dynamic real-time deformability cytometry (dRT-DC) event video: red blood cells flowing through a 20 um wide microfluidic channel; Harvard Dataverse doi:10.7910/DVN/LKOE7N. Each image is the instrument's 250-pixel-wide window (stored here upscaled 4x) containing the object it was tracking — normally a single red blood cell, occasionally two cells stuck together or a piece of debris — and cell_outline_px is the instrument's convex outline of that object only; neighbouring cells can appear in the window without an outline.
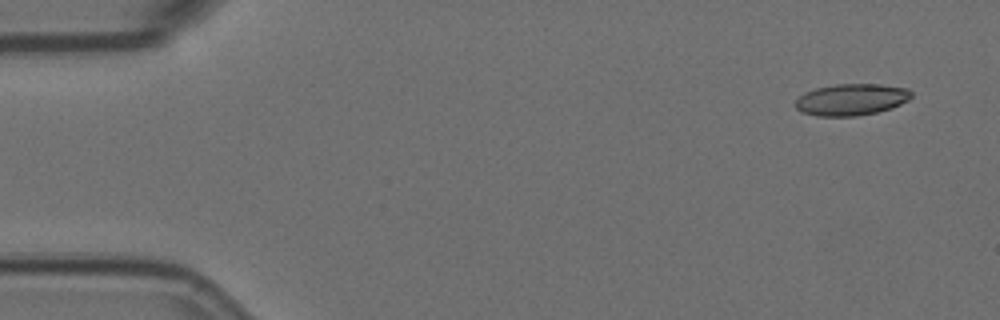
{"species": "Egyptian fruit bat (a non-hibernating species)", "species_latin": "Rousettus aegyptiacus", "temperature_condition": "room temperature", "stored_images_in_passage": 5, "camera_frame_rate_fps": 3000, "um_per_image_px": 0.085, "animal": {"sex": "female"}, "frame": {"image": 1, "passage_image": 1, "time_ms": 0.0, "image_size_px": [1000, 320], "cell_outline_px": [[912, 96], [908, 100], [892, 108], [876, 112], [856, 116], [816, 116], [800, 112], [796, 108], [796, 100], [804, 92], [816, 88], [836, 84], [880, 84], [908, 88], [912, 92]], "centroid_in_image_um": [72.36, 8.46], "position_along_channel_um": 12.6, "area_um2": 21.44}}
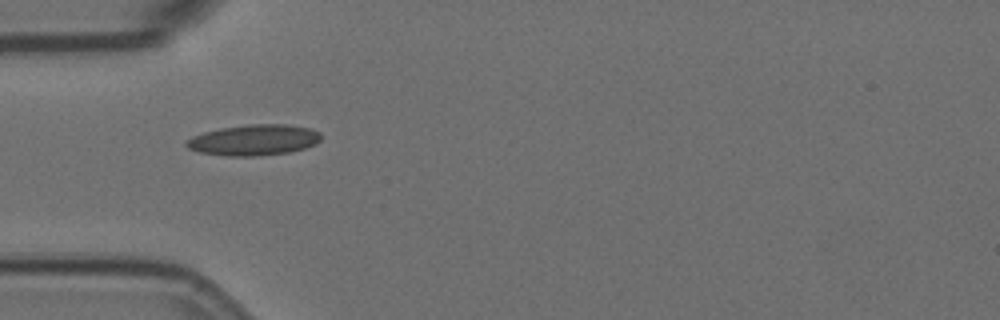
{"frame": {"image": 2, "passage_image": 5, "time_ms": 1.333, "image_size_px": [1000, 320], "cell_outline_px": [[320, 140], [316, 144], [304, 148], [288, 152], [256, 156], [228, 156], [200, 152], [188, 148], [184, 144], [192, 136], [204, 132], [220, 128], [248, 124], [288, 124], [312, 128], [320, 132]], "centroid_in_image_um": [21.6, 11.89], "position_along_channel_um": 63.4, "area_um2": 24.22}}